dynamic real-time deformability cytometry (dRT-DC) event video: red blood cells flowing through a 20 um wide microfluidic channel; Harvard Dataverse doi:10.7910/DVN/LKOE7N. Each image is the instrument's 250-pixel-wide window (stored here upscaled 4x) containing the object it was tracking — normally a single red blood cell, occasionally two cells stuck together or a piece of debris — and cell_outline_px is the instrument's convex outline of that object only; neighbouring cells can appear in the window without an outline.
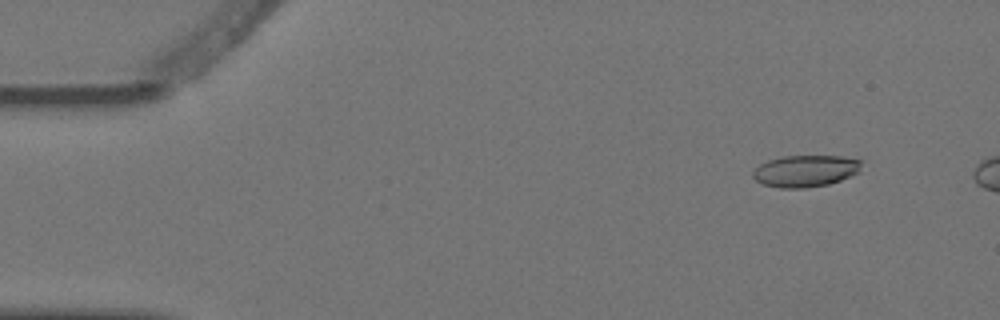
{"species": "Egyptian fruit bat (a non-hibernating species)", "species_latin": "Rousettus aegyptiacus", "temperature_condition": "warm", "stored_images_in_passage": 5, "camera_frame_rate_fps": 3000, "um_per_image_px": 0.085, "animal": {"sex": "female"}, "frame": {"image": 1, "passage_image": 1, "time_ms": 0.0, "image_size_px": [1000, 320], "cell_outline_px": [[860, 172], [840, 180], [828, 184], [804, 188], [780, 188], [764, 184], [756, 180], [752, 176], [752, 172], [760, 164], [768, 160], [784, 156], [840, 156], [860, 160]], "centroid_in_image_um": [68.45, 14.53], "position_along_channel_um": 16.6, "area_um2": 19.94}}